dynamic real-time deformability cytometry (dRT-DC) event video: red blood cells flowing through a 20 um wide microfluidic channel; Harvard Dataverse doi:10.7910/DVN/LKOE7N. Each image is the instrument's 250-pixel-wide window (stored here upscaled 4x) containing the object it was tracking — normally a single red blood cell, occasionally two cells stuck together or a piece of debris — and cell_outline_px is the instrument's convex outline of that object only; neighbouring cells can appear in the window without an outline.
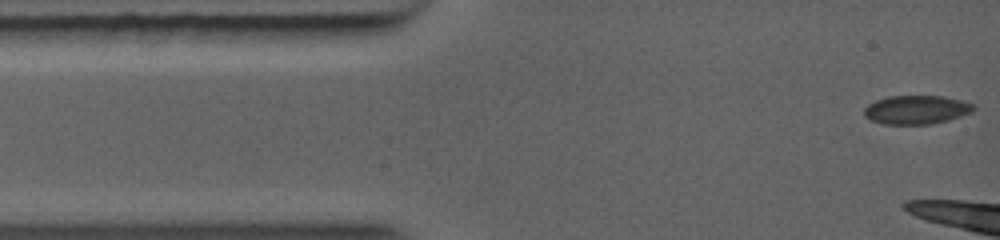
{"species": "common noctule bat (a hibernating species)", "species_latin": "Nyctalus noctula", "temperature_condition": "warm", "stored_images_in_passage": 7, "camera_frame_rate_fps": 5000, "um_per_image_px": 0.085, "animal": {"sex": "female", "body_mass_g": 19.0, "forearm_length_mm": 56.7}, "frame": {"image": 1, "passage_image": 1, "time_ms": 0.0, "image_size_px": [1000, 240], "cell_outline_px": [[976, 108], [972, 112], [948, 120], [932, 124], [884, 124], [872, 120], [864, 116], [864, 108], [868, 104], [876, 100], [892, 96], [944, 96], [976, 104]], "centroid_in_image_um": [77.92, 9.33], "position_along_channel_um": 7.1, "area_um2": 18.32}}